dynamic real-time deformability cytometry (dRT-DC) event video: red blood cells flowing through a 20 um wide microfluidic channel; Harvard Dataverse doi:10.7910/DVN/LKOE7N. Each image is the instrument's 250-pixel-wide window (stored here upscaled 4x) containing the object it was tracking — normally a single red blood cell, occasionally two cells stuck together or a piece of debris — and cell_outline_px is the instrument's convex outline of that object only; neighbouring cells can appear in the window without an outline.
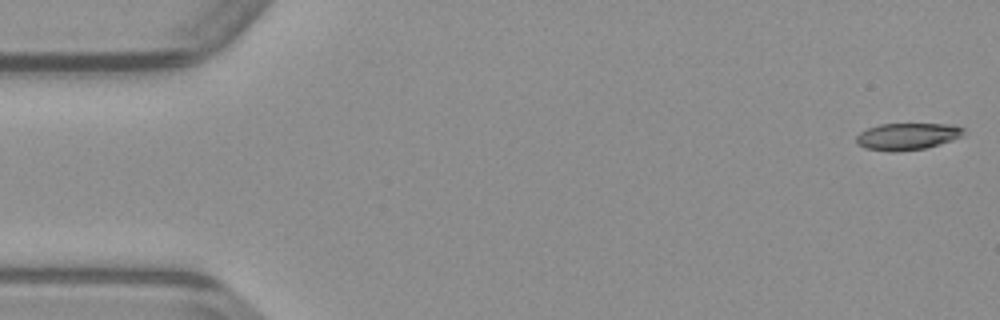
{"species": "common noctule bat (a hibernating species)", "species_latin": "Nyctalus noctula", "temperature_condition": "warm", "stored_images_in_passage": 49, "camera_frame_rate_fps": 3000, "um_per_image_px": 0.085, "animal": {"sex": "male", "body_mass_g": 23.1, "forearm_length_mm": 52.7}, "frame": {"image": 1, "passage_image": 1, "time_ms": 0.0, "image_size_px": [1000, 320], "cell_outline_px": [[964, 132], [960, 136], [952, 140], [940, 144], [924, 148], [896, 152], [888, 152], [864, 148], [856, 144], [856, 136], [860, 132], [868, 128], [880, 124], [956, 124], [964, 128]], "centroid_in_image_um": [77.09, 11.6], "position_along_channel_um": 7.9, "area_um2": 16.94}}
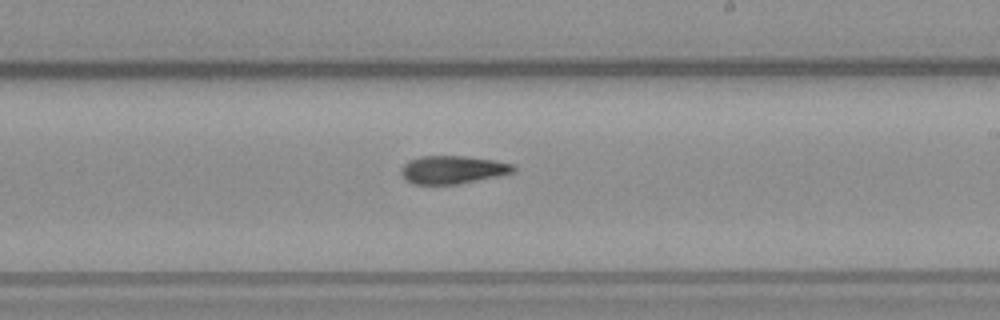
{"frame": {"image": 2, "passage_image": 28, "time_ms": 9.0, "image_size_px": [1000, 320], "cell_outline_px": [[516, 172], [456, 184], [412, 184], [404, 180], [400, 172], [400, 168], [408, 160], [420, 156], [464, 156], [496, 160], [516, 164]], "centroid_in_image_um": [38.46, 14.41], "position_along_channel_um": 250.5, "area_um2": 18.55}}
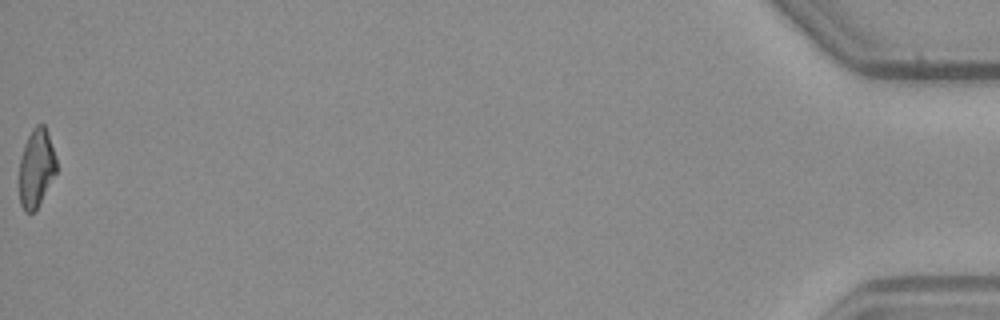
{"frame": {"image": 3, "passage_image": 49, "time_ms": 16.0, "image_size_px": [1000, 320], "cell_outline_px": [[56, 172], [36, 212], [24, 212], [20, 204], [20, 156], [24, 144], [32, 128], [36, 124], [44, 124], [48, 132], [56, 160]], "centroid_in_image_um": [3.08, 14.29], "position_along_channel_um": 432.1, "area_um2": 16.99}}